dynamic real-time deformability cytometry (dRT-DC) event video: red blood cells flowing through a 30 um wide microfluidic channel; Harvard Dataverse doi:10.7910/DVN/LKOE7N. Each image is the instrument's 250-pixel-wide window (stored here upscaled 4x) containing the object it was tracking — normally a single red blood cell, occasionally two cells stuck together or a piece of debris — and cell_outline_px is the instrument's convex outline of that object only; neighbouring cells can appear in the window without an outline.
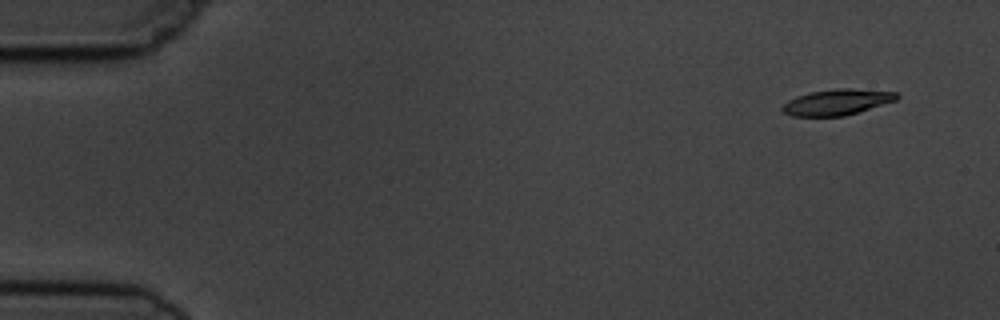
{"species": "common noctule bat (a hibernating species)", "species_latin": "Nyctalus noctula", "temperature_condition": "cold", "stored_images_in_passage": 8, "camera_frame_rate_fps": 3000, "um_per_image_px": 0.085, "animal": {"sex": "male", "body_mass_g": 19.5, "forearm_length_mm": 54.6}, "frame": {"image": 1, "passage_image": 1, "time_ms": 0.0, "image_size_px": [1000, 320], "cell_outline_px": [[900, 96], [896, 100], [844, 116], [792, 116], [784, 112], [780, 108], [788, 100], [796, 96], [812, 92], [836, 88], [852, 88], [896, 92]], "centroid_in_image_um": [71.13, 8.67], "position_along_channel_um": 13.9, "area_um2": 17.11}}
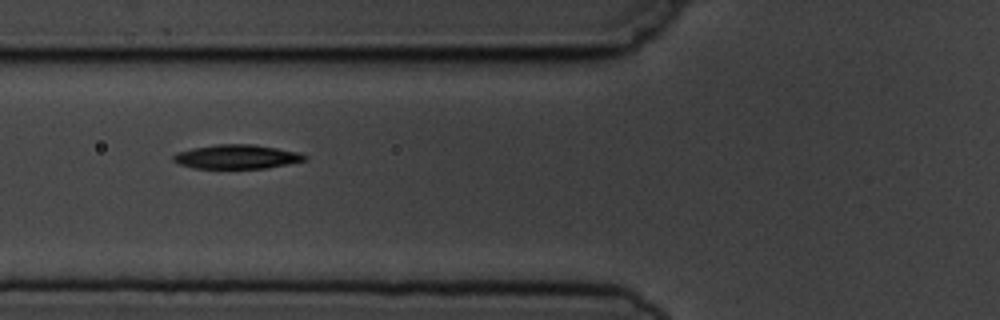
{"frame": {"image": 2, "passage_image": 6, "time_ms": 5.667, "image_size_px": [1000, 320], "cell_outline_px": [[308, 160], [288, 164], [264, 168], [192, 168], [180, 164], [172, 160], [172, 156], [176, 152], [192, 148], [216, 144], [252, 144], [300, 152], [308, 156]], "centroid_in_image_um": [20.13, 13.32], "position_along_channel_um": 105.7, "area_um2": 18.55}}
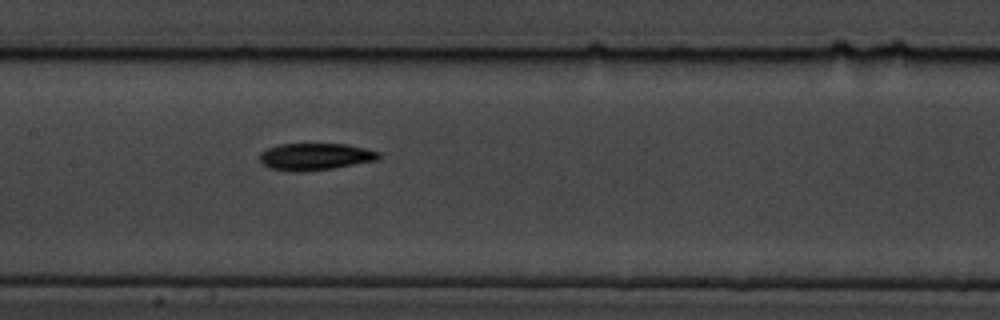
{"frame": {"image": 3, "passage_image": 8, "time_ms": 7.667, "image_size_px": [1000, 320], "cell_outline_px": [[380, 156], [376, 160], [332, 168], [304, 172], [292, 172], [268, 168], [260, 160], [260, 152], [268, 148], [280, 144], [348, 144], [380, 152]], "centroid_in_image_um": [26.76, 13.32], "position_along_channel_um": 180.6, "area_um2": 18.67}}